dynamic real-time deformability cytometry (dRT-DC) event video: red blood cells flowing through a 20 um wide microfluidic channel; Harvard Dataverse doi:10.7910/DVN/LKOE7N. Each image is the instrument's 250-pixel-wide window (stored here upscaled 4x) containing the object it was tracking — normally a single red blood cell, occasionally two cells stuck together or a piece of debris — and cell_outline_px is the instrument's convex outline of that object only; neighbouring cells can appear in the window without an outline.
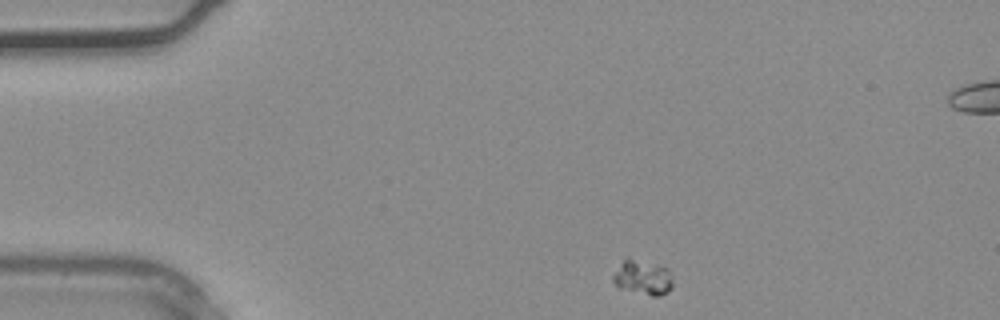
{"species": "common noctule bat (a hibernating species)", "species_latin": "Nyctalus noctula", "temperature_condition": "warm", "stored_images_in_passage": 33, "camera_frame_rate_fps": 3000, "um_per_image_px": 0.085, "animal": {"sex": "male", "body_mass_g": 20.4}, "frame": {"image": 1, "passage_image": 1, "time_ms": 0.0, "image_size_px": [1000, 320], "cell_outline_px": [[672, 288], [668, 292], [660, 296], [652, 296], [620, 288], [612, 280], [612, 276], [624, 256], [628, 256], [668, 268], [672, 280]], "centroid_in_image_um": [54.62, 23.56], "position_along_channel_um": 30.4, "area_um2": 12.31}}